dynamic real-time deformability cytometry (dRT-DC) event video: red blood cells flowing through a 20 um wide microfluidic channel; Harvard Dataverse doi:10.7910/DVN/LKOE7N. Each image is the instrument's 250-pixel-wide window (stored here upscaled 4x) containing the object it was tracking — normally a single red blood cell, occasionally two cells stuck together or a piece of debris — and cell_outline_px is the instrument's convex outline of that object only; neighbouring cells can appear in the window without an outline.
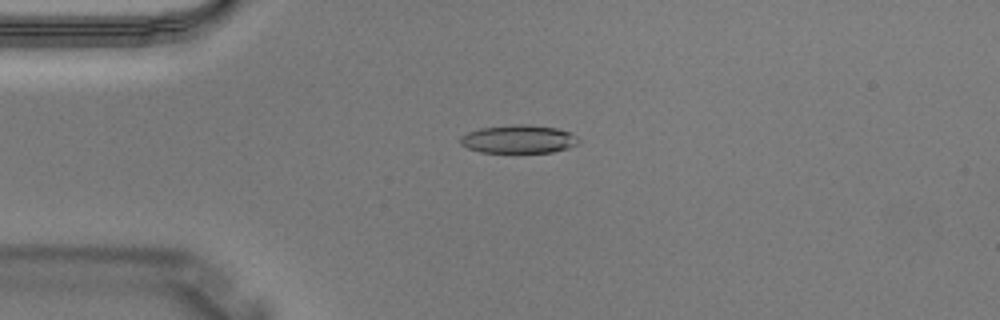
{"species": "Egyptian fruit bat (a non-hibernating species)", "species_latin": "Rousettus aegyptiacus", "temperature_condition": "warm", "stored_images_in_passage": 3, "camera_frame_rate_fps": 3000, "um_per_image_px": 0.085, "animal": {"sex": "male"}, "frame": {"image": 1, "passage_image": 3, "time_ms": 0.667, "image_size_px": [1000, 320], "cell_outline_px": [[580, 140], [576, 144], [568, 148], [552, 152], [480, 152], [468, 148], [460, 144], [460, 136], [468, 132], [480, 128], [516, 124], [524, 124], [556, 128], [572, 132]], "centroid_in_image_um": [44.08, 11.82], "position_along_channel_um": 40.9, "area_um2": 19.42}}